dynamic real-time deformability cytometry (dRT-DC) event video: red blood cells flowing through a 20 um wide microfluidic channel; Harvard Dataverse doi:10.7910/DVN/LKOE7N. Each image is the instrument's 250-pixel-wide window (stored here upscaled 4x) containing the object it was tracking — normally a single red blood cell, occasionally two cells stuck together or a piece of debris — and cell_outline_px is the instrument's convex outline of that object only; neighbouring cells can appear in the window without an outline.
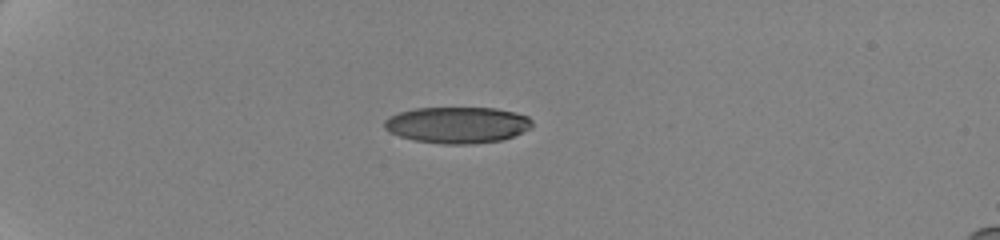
{"species": "human", "species_latin": "Homo sapiens", "temperature_condition": "cold", "stored_images_in_passage": 6, "camera_frame_rate_fps": 3000, "um_per_image_px": 0.085, "donor": {"sex": "female"}, "frame": {"image": 1, "passage_image": 2, "time_ms": 1.0, "image_size_px": [1000, 240], "cell_outline_px": [[532, 128], [512, 136], [500, 140], [472, 144], [444, 144], [416, 140], [400, 136], [388, 132], [384, 128], [384, 120], [388, 116], [400, 112], [416, 108], [496, 108], [516, 112], [528, 116], [532, 120]], "centroid_in_image_um": [38.87, 10.61], "position_along_channel_um": 46.1, "area_um2": 31.33}}
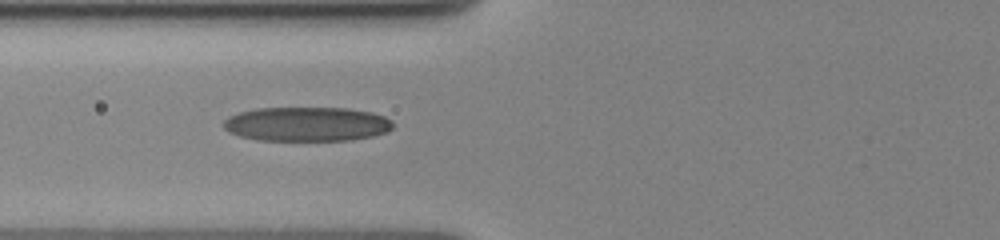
{"frame": {"image": 2, "passage_image": 5, "time_ms": 4.0, "image_size_px": [1000, 240], "cell_outline_px": [[392, 128], [388, 132], [372, 136], [348, 140], [260, 140], [240, 136], [228, 132], [224, 128], [224, 120], [228, 116], [240, 112], [256, 108], [348, 108], [372, 112], [384, 116], [392, 120]], "centroid_in_image_um": [26.08, 10.54], "position_along_channel_um": 99.7, "area_um2": 33.93}}
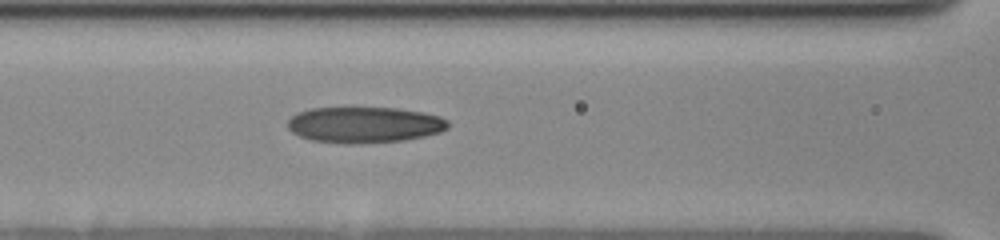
{"frame": {"image": 3, "passage_image": 6, "time_ms": 5.0, "image_size_px": [1000, 240], "cell_outline_px": [[448, 128], [440, 132], [424, 136], [404, 140], [356, 144], [344, 144], [312, 140], [300, 136], [292, 132], [288, 128], [288, 120], [296, 112], [308, 108], [396, 108], [424, 112], [440, 116], [448, 120]], "centroid_in_image_um": [30.97, 10.6], "position_along_channel_um": 135.6, "area_um2": 33.81}}